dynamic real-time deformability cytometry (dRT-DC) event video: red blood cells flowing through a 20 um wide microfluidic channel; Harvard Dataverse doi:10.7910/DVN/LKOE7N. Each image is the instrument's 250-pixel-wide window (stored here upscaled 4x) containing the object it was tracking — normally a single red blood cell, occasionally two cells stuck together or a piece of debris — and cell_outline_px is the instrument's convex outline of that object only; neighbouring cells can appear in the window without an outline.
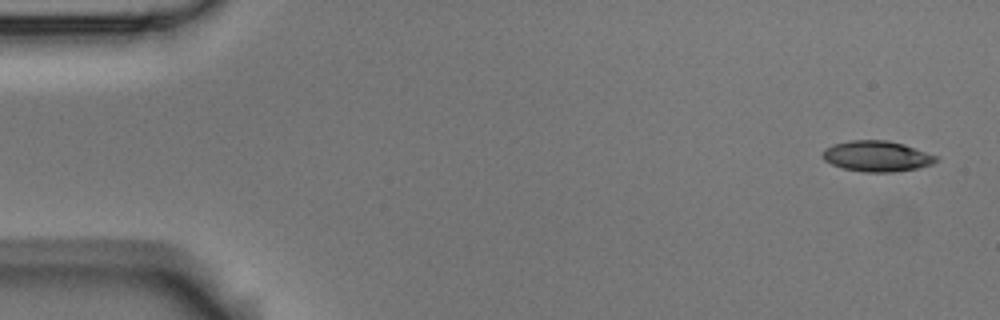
{"species": "Egyptian fruit bat (a non-hibernating species)", "species_latin": "Rousettus aegyptiacus", "temperature_condition": "room temperature", "stored_images_in_passage": 6, "camera_frame_rate_fps": 3000, "um_per_image_px": 0.085, "animal": {"sex": "male"}, "frame": {"image": 1, "passage_image": 1, "time_ms": 0.0, "image_size_px": [1000, 320], "cell_outline_px": [[940, 160], [932, 164], [916, 168], [892, 172], [864, 172], [844, 168], [832, 164], [824, 160], [820, 156], [832, 144], [852, 140], [888, 140], [904, 144], [940, 156]], "centroid_in_image_um": [74.58, 13.27], "position_along_channel_um": 10.4, "area_um2": 20.35}}